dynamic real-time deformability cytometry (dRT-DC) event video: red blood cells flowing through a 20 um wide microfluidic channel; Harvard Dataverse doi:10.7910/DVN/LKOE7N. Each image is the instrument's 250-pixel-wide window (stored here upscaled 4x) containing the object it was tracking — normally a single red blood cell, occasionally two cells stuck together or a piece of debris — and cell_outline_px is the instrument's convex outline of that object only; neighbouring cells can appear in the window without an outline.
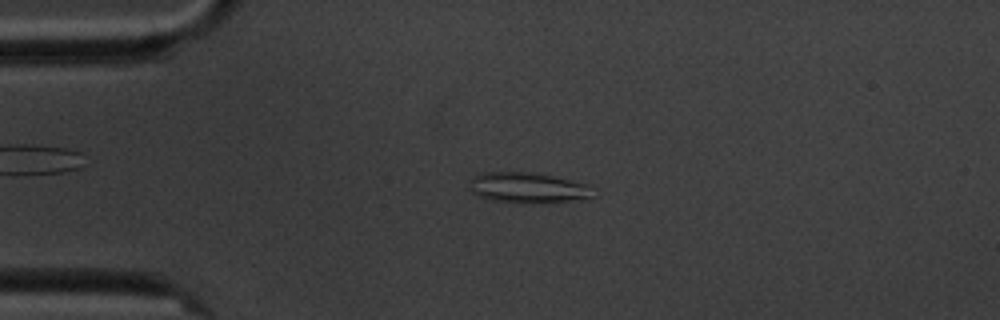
{"species": "common noctule bat (a hibernating species)", "species_latin": "Nyctalus noctula", "temperature_condition": "cold", "stored_images_in_passage": 5, "camera_frame_rate_fps": 3000, "um_per_image_px": 0.085, "animal": {"sex": "male", "body_mass_g": 20.1, "forearm_length_mm": 53.5}, "frame": {"image": 1, "passage_image": 3, "time_ms": 2.333, "image_size_px": [1000, 320], "cell_outline_px": [[596, 196], [588, 200], [544, 204], [532, 204], [492, 200], [476, 196], [468, 188], [468, 180], [484, 172], [528, 172], [552, 176], [588, 184]], "centroid_in_image_um": [44.92, 16.0], "position_along_channel_um": 40.1, "area_um2": 22.72}}
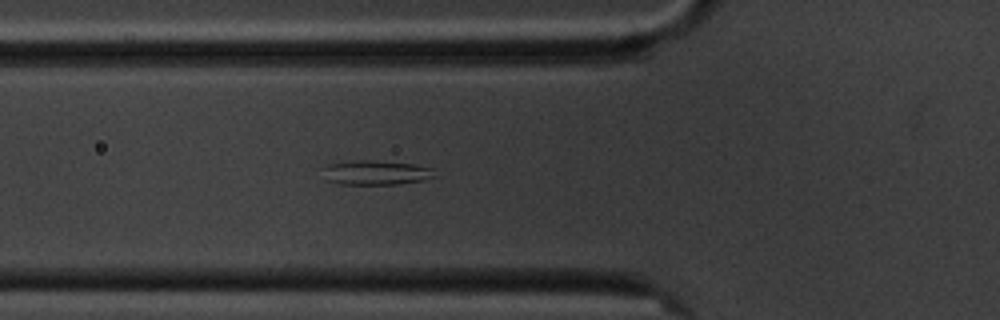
{"frame": {"image": 2, "passage_image": 5, "time_ms": 4.667, "image_size_px": [1000, 320], "cell_outline_px": [[436, 176], [424, 180], [396, 184], [340, 184], [324, 180], [320, 168], [328, 164], [356, 160], [372, 160], [412, 164], [432, 168]], "centroid_in_image_um": [31.87, 14.67], "position_along_channel_um": 93.9, "area_um2": 16.13}}